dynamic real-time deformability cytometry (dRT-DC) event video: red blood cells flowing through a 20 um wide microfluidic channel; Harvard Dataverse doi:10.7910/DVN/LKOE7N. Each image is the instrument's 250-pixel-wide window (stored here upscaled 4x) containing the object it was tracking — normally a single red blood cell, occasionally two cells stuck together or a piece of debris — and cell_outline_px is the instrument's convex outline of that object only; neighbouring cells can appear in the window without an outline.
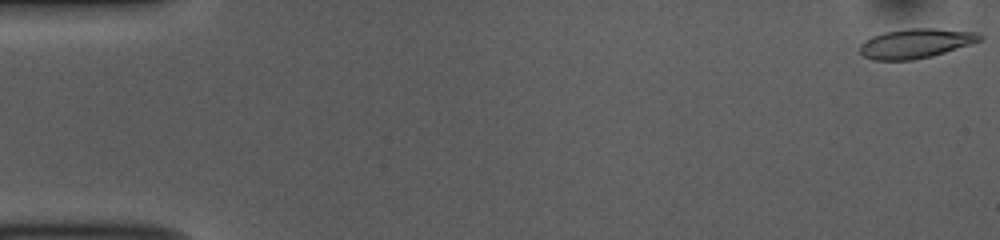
{"species": "common noctule bat (a hibernating species)", "species_latin": "Nyctalus noctula", "temperature_condition": "room temperature", "stored_images_in_passage": 53, "camera_frame_rate_fps": 3000, "um_per_image_px": 0.085, "animal": {"sex": "female", "body_mass_g": 10.0, "forearm_length_mm": 53.1}, "frame": {"image": 1, "passage_image": 1, "time_ms": 0.0, "image_size_px": [1000, 240], "cell_outline_px": [[984, 36], [980, 40], [972, 44], [932, 56], [912, 60], [872, 60], [864, 56], [860, 52], [860, 44], [864, 40], [872, 36], [884, 32], [908, 28], [936, 28], [976, 32]], "centroid_in_image_um": [77.83, 3.68], "position_along_channel_um": 7.2, "area_um2": 20.75}}
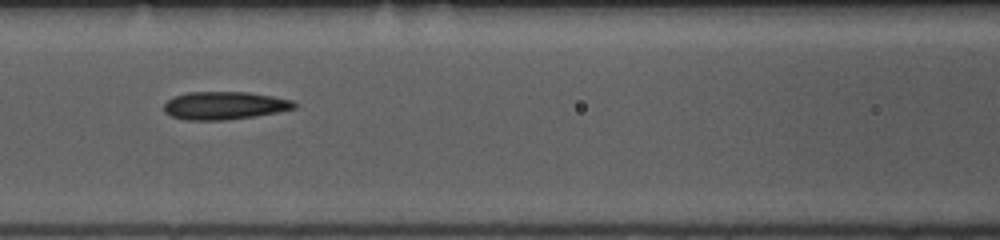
{"frame": {"image": 2, "passage_image": 23, "time_ms": 7.333, "image_size_px": [1000, 240], "cell_outline_px": [[296, 108], [256, 116], [228, 120], [184, 120], [172, 116], [164, 112], [164, 104], [172, 96], [188, 92], [248, 92], [272, 96], [292, 100], [296, 104]], "centroid_in_image_um": [19.05, 8.97], "position_along_channel_um": 147.5, "area_um2": 21.27}}
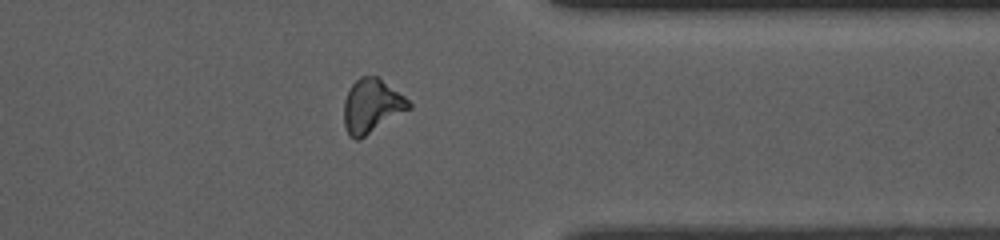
{"frame": {"image": 3, "passage_image": 42, "time_ms": 13.667, "image_size_px": [1000, 240], "cell_outline_px": [[412, 108], [360, 140], [356, 140], [348, 136], [344, 124], [344, 100], [352, 84], [360, 76], [376, 76], [404, 96], [412, 104]], "centroid_in_image_um": [31.59, 9.05], "position_along_channel_um": 379.8, "area_um2": 20.46}, "authors_computed_cell_mechanics": {"area_um2": 20.6346, "velocity_mm_per_s": 3.8005, "shape_relaxation_time_tau1_ms": 3.278, "shape_relaxation_time_tau2_ms": 3.6094, "deformation_change_tau1": 0.1265, "deformation_change_tau2": 0.1264}}